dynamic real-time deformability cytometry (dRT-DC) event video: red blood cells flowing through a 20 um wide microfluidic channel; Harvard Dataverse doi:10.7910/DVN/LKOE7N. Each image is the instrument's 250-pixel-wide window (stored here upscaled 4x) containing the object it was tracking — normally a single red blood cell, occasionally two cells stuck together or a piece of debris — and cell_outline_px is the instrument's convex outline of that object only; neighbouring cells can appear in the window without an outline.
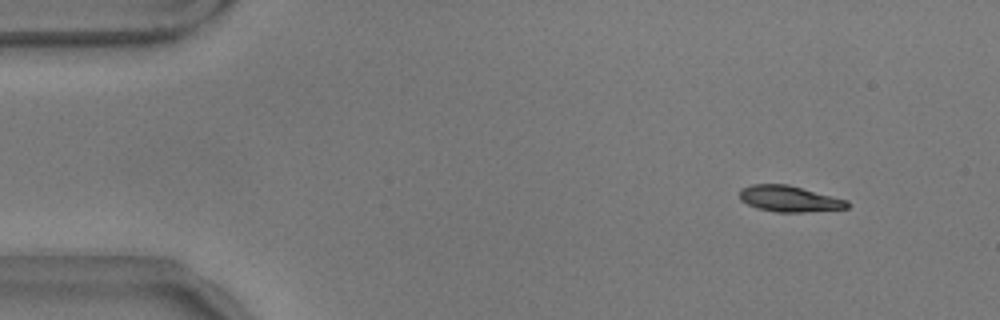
{"species": "common noctule bat (a hibernating species)", "species_latin": "Nyctalus noctula", "temperature_condition": "warm", "stored_images_in_passage": 54, "camera_frame_rate_fps": 3000, "um_per_image_px": 0.085, "animal": {"sex": "male", "body_mass_g": 17.9}, "frame": {"image": 1, "passage_image": 2, "time_ms": 0.333, "image_size_px": [1000, 320], "cell_outline_px": [[852, 204], [848, 208], [804, 212], [776, 212], [756, 208], [740, 200], [740, 188], [752, 184], [788, 184], [848, 200]], "centroid_in_image_um": [67.1, 16.89], "position_along_channel_um": 17.9, "area_um2": 16.47}}
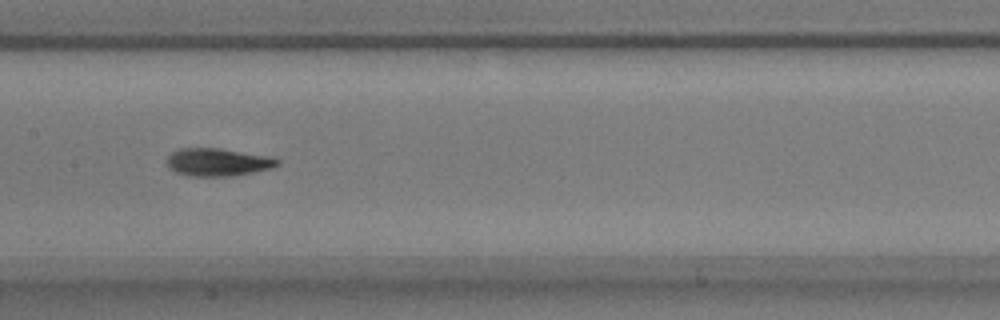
{"frame": {"image": 2, "passage_image": 24, "time_ms": 7.667, "image_size_px": [1000, 320], "cell_outline_px": [[280, 164], [272, 168], [252, 172], [228, 176], [188, 176], [176, 172], [168, 164], [168, 156], [172, 152], [180, 148], [220, 148], [272, 156], [280, 160]], "centroid_in_image_um": [18.56, 13.77], "position_along_channel_um": 188.8, "area_um2": 17.86}}
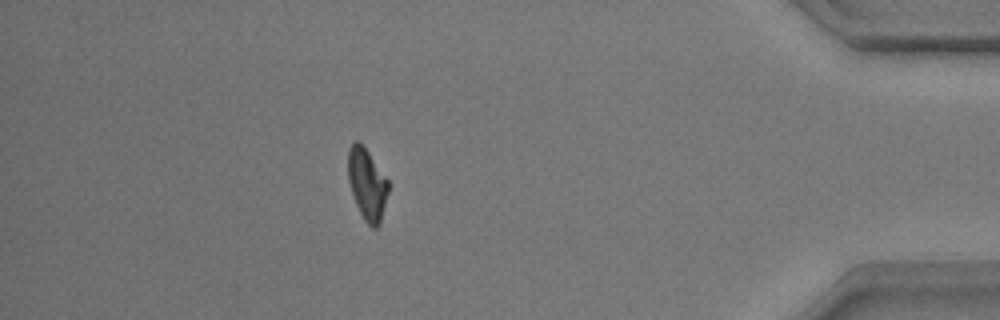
{"frame": {"image": 3, "passage_image": 46, "time_ms": 15.0, "image_size_px": [1000, 320], "cell_outline_px": [[388, 192], [380, 224], [376, 228], [372, 228], [364, 220], [356, 204], [348, 180], [348, 148], [356, 140], [368, 152], [388, 180]], "centroid_in_image_um": [31.2, 15.68], "position_along_channel_um": 404.0, "area_um2": 16.47}, "authors_computed_cell_mechanics": {"area_um2": 17.4267, "velocity_mm_per_s": 3.5677, "shape_relaxation_time_tau1_ms": 4.2197, "shape_relaxation_time_tau2_ms": 2.5281, "deformation_change_tau1": 0.1564, "deformation_change_tau2": 0.0722}}